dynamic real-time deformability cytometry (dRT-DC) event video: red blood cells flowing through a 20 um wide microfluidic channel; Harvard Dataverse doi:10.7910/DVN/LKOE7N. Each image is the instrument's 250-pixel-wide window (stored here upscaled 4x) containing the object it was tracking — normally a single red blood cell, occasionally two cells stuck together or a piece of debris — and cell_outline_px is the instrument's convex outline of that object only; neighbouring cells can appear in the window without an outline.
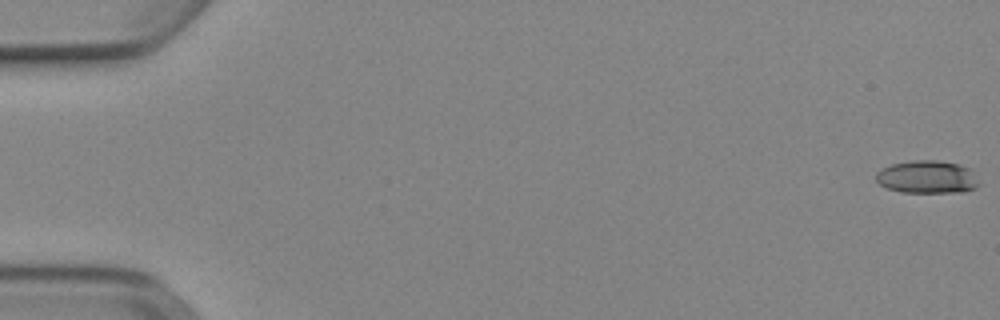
{"species": "Egyptian fruit bat (a non-hibernating species)", "species_latin": "Rousettus aegyptiacus", "temperature_condition": "cold", "stored_images_in_passage": 53, "camera_frame_rate_fps": 3000, "um_per_image_px": 0.085, "animal": {"sex": "female"}, "frame": {"image": 1, "passage_image": 1, "time_ms": 0.0, "image_size_px": [1000, 320], "cell_outline_px": [[980, 184], [976, 188], [964, 192], [900, 192], [888, 188], [880, 184], [876, 180], [876, 172], [880, 168], [892, 164], [912, 160], [936, 160], [960, 164], [972, 168]], "centroid_in_image_um": [78.84, 15.04], "position_along_channel_um": 6.2, "area_um2": 20.0}}
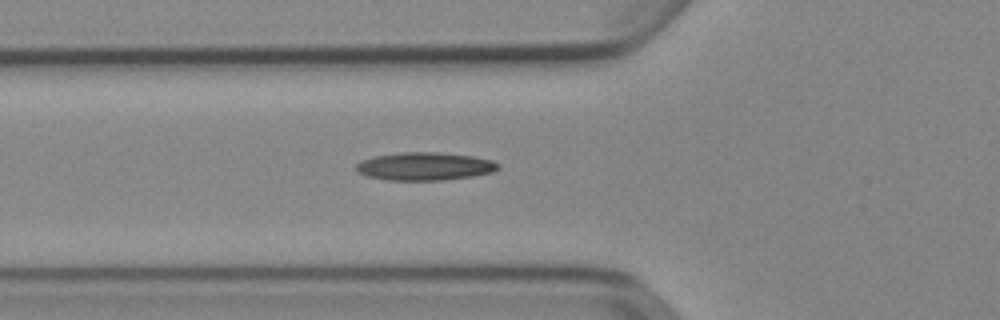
{"frame": {"image": 2, "passage_image": 20, "time_ms": 6.333, "image_size_px": [1000, 320], "cell_outline_px": [[500, 168], [492, 172], [472, 176], [444, 180], [388, 180], [368, 176], [356, 172], [356, 164], [360, 160], [372, 156], [400, 152], [436, 152], [472, 156], [492, 160], [500, 164]], "centroid_in_image_um": [36.08, 14.13], "position_along_channel_um": 89.7, "area_um2": 23.29}}
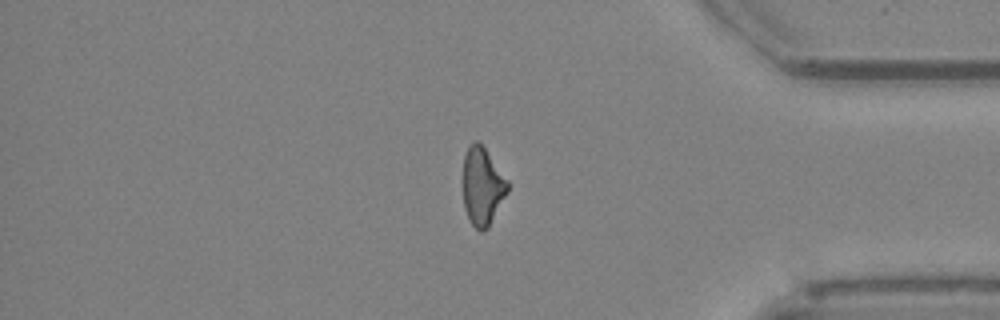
{"frame": {"image": 3, "passage_image": 45, "time_ms": 14.667, "image_size_px": [1000, 320], "cell_outline_px": [[508, 192], [488, 228], [484, 232], [480, 232], [468, 220], [464, 208], [460, 180], [464, 156], [468, 144], [472, 140], [476, 140], [484, 148], [508, 180]], "centroid_in_image_um": [40.94, 15.84], "position_along_channel_um": 394.3, "area_um2": 20.98}, "authors_computed_cell_mechanics": {"area_um2": 20.9814, "velocity_mm_per_s": 3.922, "shape_relaxation_time_tau1_ms": null, "shape_relaxation_time_tau2_ms": 3.0665, "deformation_change_tau1": null, "deformation_change_tau2": 0.1281}}